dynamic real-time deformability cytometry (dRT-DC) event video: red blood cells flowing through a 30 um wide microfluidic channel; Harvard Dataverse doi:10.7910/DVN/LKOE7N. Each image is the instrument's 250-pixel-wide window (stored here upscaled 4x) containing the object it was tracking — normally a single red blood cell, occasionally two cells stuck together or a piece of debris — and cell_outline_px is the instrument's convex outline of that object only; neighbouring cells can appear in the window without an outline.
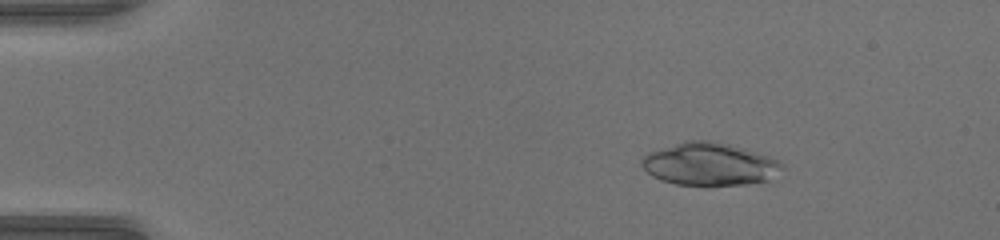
{"species": "common noctule bat (a hibernating species)", "species_latin": "Nyctalus noctula", "temperature_condition": "warm", "stored_images_in_passage": 50, "camera_frame_rate_fps": 3000, "um_per_image_px": 0.085, "animal": {"sex": "female", "body_mass_g": 17.0, "forearm_length_mm": 48.0}, "frame": {"image": 1, "passage_image": 8, "time_ms": 2.333, "image_size_px": [1000, 240], "cell_outline_px": [[784, 168], [768, 180], [744, 184], [708, 188], [676, 184], [660, 180], [652, 176], [640, 164], [640, 160], [648, 152], [684, 140], [708, 140], [728, 144], [744, 148], [768, 156], [784, 164]], "centroid_in_image_um": [60.27, 13.98], "position_along_channel_um": 24.7, "area_um2": 35.6}}